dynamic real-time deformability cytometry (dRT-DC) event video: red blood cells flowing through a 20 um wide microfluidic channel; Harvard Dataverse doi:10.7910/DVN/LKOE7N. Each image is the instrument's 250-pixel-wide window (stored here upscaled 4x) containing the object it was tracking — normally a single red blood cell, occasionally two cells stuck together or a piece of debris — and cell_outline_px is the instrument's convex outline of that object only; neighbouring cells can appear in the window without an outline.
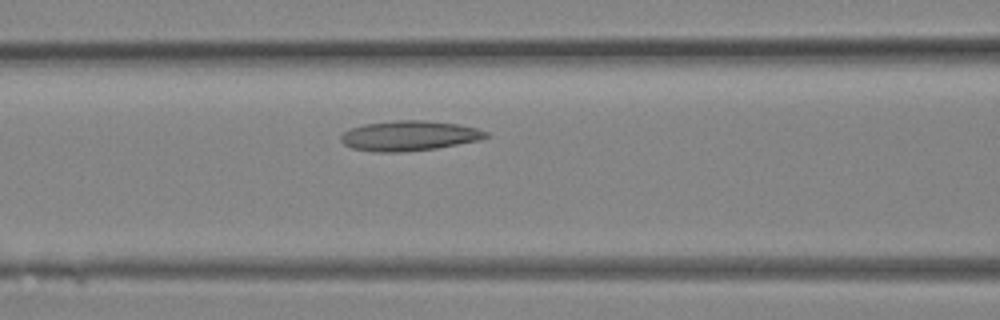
{"species": "Egyptian fruit bat (a non-hibernating species)", "species_latin": "Rousettus aegyptiacus", "temperature_condition": "room temperature", "stored_images_in_passage": 14, "camera_frame_rate_fps": 3000, "um_per_image_px": 0.085, "animal": {"sex": "female"}, "frame": {"image": 1, "passage_image": 10, "time_ms": 3.0, "image_size_px": [1000, 320], "cell_outline_px": [[488, 136], [480, 140], [436, 148], [400, 152], [376, 152], [352, 148], [344, 144], [340, 140], [340, 136], [344, 132], [352, 128], [364, 124], [396, 120], [424, 120], [460, 124], [476, 128], [488, 132]], "centroid_in_image_um": [34.79, 11.53], "position_along_channel_um": 131.8, "area_um2": 25.32}}
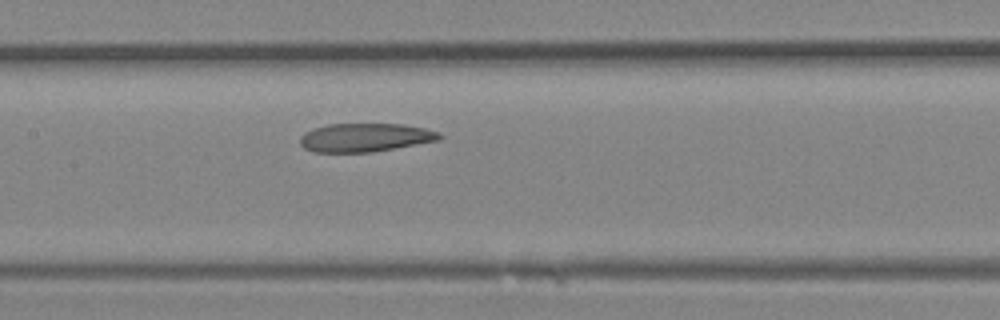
{"frame": {"image": 2, "passage_image": 12, "time_ms": 3.667, "image_size_px": [1000, 320], "cell_outline_px": [[444, 136], [440, 140], [372, 152], [312, 152], [304, 148], [300, 144], [300, 136], [304, 132], [312, 128], [328, 124], [404, 124], [424, 128], [440, 132]], "centroid_in_image_um": [31.03, 11.68], "position_along_channel_um": 176.4, "area_um2": 23.35}}
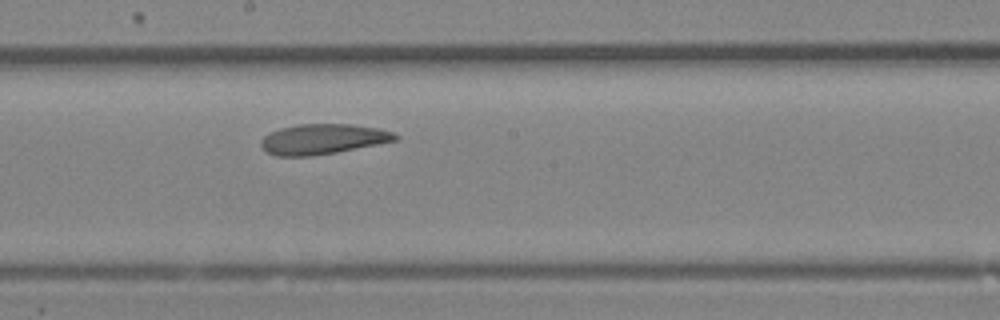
{"frame": {"image": 3, "passage_image": 14, "time_ms": 4.333, "image_size_px": [1000, 320], "cell_outline_px": [[400, 136], [396, 140], [336, 152], [312, 156], [276, 156], [264, 152], [260, 144], [260, 140], [264, 136], [280, 128], [300, 124], [352, 124], [376, 128], [392, 132]], "centroid_in_image_um": [27.38, 11.83], "position_along_channel_um": 220.8, "area_um2": 23.52}}